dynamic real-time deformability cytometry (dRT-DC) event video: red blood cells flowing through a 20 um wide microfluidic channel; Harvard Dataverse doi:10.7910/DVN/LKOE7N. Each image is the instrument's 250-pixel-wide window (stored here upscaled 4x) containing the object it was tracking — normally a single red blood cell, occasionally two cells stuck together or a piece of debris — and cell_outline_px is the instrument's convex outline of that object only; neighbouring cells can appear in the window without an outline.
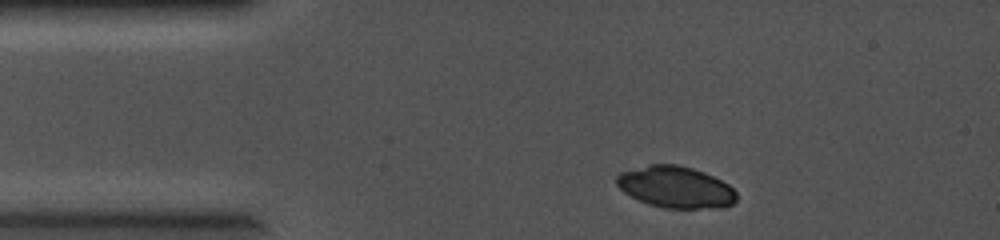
{"species": "common noctule bat (a hibernating species)", "species_latin": "Nyctalus noctula", "temperature_condition": "cold", "stored_images_in_passage": 2, "camera_frame_rate_fps": 5000, "um_per_image_px": 0.085, "animal": {"sex": "female", "body_mass_g": 19.0, "forearm_length_mm": 56.7}, "frame": {"image": 1, "passage_image": 1, "time_ms": 0.0, "image_size_px": [1000, 240], "cell_outline_px": [[736, 200], [732, 204], [720, 208], [664, 208], [648, 204], [624, 192], [616, 184], [616, 176], [620, 172], [648, 164], [676, 164], [692, 168], [704, 172], [728, 184], [736, 192]], "centroid_in_image_um": [57.42, 15.9], "position_along_channel_um": 27.6, "area_um2": 29.02}}